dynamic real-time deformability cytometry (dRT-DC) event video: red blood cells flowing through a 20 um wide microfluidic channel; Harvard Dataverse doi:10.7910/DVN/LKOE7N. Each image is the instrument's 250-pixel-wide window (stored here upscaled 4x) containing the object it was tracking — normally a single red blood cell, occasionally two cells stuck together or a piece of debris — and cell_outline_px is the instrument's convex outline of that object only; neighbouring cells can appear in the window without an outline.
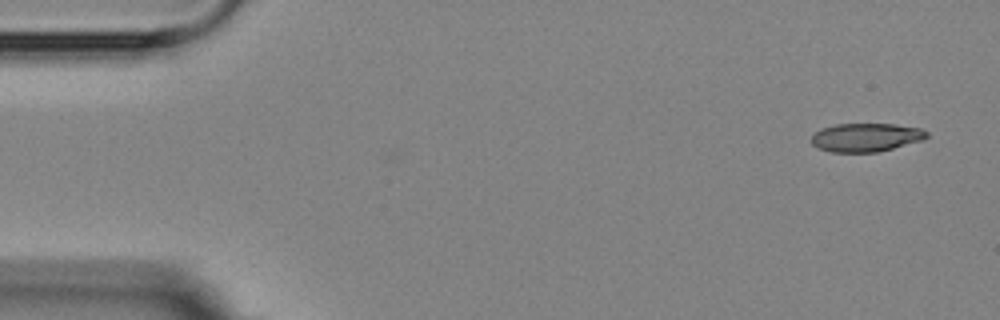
{"species": "Egyptian fruit bat (a non-hibernating species)", "species_latin": "Rousettus aegyptiacus", "temperature_condition": "room temperature", "stored_images_in_passage": 3, "camera_frame_rate_fps": 3000, "um_per_image_px": 0.085, "animal": {"sex": "female"}, "frame": {"image": 1, "passage_image": 1, "time_ms": 0.0, "image_size_px": [1000, 320], "cell_outline_px": [[928, 136], [924, 140], [876, 152], [832, 152], [816, 148], [812, 144], [812, 136], [820, 128], [836, 124], [896, 124], [920, 128], [928, 132]], "centroid_in_image_um": [73.6, 11.67], "position_along_channel_um": 11.4, "area_um2": 19.19}}